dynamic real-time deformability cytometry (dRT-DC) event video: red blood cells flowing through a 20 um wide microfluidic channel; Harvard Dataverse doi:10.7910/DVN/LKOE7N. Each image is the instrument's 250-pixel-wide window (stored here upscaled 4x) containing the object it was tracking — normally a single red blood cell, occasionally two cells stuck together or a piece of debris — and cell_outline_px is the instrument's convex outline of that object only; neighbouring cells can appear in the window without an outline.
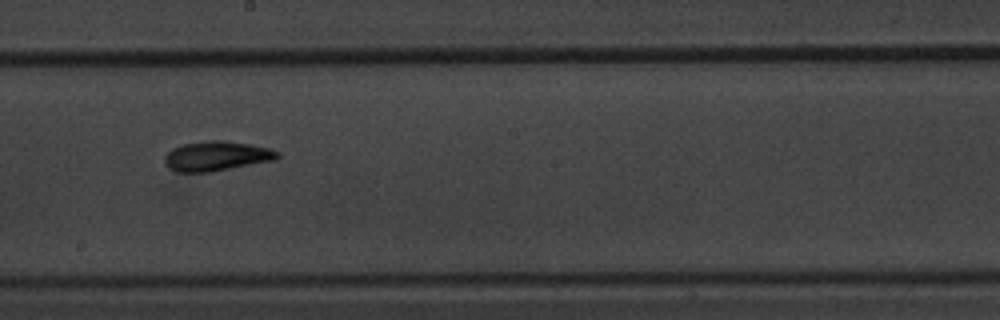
{"species": "common noctule bat (a hibernating species)", "species_latin": "Nyctalus noctula", "temperature_condition": "warm", "stored_images_in_passage": 10, "camera_frame_rate_fps": 3000, "um_per_image_px": 0.085, "animal": {"sex": "male", "body_mass_g": 20.1, "forearm_length_mm": 53.5}, "frame": {"image": 1, "passage_image": 10, "time_ms": 11.667, "image_size_px": [1000, 320], "cell_outline_px": [[280, 156], [276, 160], [208, 172], [176, 172], [168, 168], [164, 164], [164, 156], [172, 148], [180, 144], [208, 140], [224, 140], [248, 144], [268, 148], [280, 152]], "centroid_in_image_um": [18.37, 13.26], "position_along_channel_um": 229.8, "area_um2": 19.65}}